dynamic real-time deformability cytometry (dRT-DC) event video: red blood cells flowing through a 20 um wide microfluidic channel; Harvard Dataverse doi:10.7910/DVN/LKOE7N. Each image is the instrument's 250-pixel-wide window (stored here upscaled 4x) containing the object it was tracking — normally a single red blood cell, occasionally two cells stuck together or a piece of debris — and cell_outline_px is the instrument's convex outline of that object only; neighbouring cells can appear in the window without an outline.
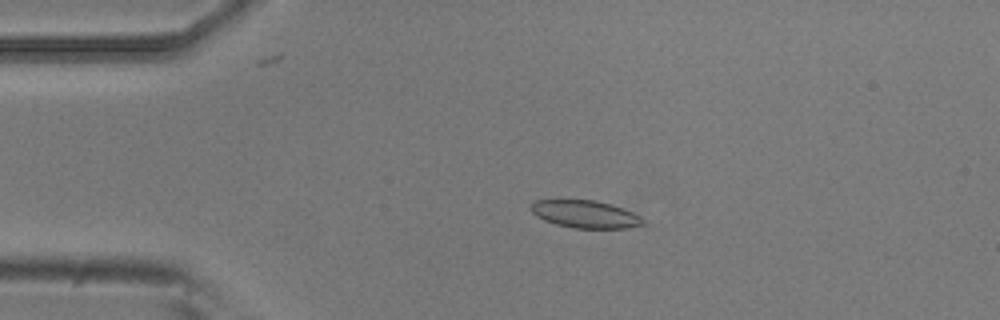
{"species": "common noctule bat (a hibernating species)", "species_latin": "Nyctalus noctula", "temperature_condition": "room temperature", "stored_images_in_passage": 4, "camera_frame_rate_fps": 3000, "um_per_image_px": 0.085, "animal": {"sex": "male", "body_mass_g": 20.5, "forearm_length_mm": 52.5}, "frame": {"image": 1, "passage_image": 4, "time_ms": 1.0, "image_size_px": [1000, 320], "cell_outline_px": [[644, 224], [628, 228], [572, 228], [556, 224], [544, 220], [536, 216], [532, 212], [532, 204], [536, 200], [596, 200], [624, 208], [640, 216], [644, 220]], "centroid_in_image_um": [49.77, 18.21], "position_along_channel_um": 35.2, "area_um2": 17.92}}